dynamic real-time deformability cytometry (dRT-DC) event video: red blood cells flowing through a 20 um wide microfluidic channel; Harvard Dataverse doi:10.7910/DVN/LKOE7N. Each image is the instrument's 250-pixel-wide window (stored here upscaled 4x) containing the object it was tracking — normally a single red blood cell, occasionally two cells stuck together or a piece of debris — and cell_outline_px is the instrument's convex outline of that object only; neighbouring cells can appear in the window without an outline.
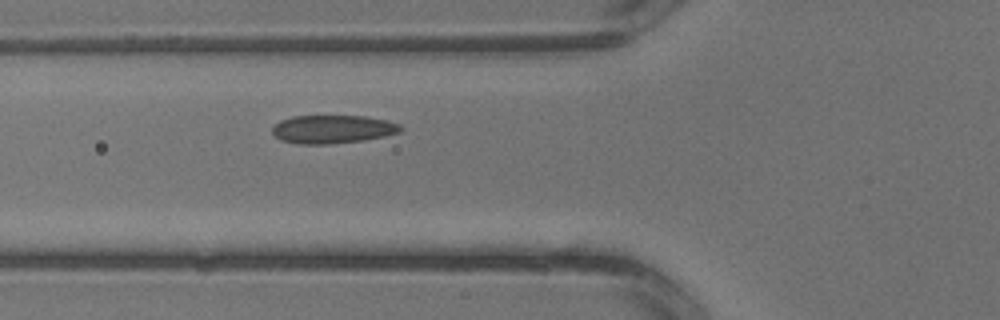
{"species": "common noctule bat (a hibernating species)", "species_latin": "Nyctalus noctula", "temperature_condition": "warm", "stored_images_in_passage": 4, "camera_frame_rate_fps": 3000, "um_per_image_px": 0.085, "animal": {"sex": "male", "body_mass_g": 13.3}, "frame": {"image": 1, "passage_image": 4, "time_ms": 1.0, "image_size_px": [1000, 320], "cell_outline_px": [[404, 128], [400, 132], [384, 136], [364, 140], [328, 144], [296, 144], [280, 140], [272, 132], [272, 128], [280, 120], [292, 116], [368, 116], [400, 124]], "centroid_in_image_um": [28.27, 10.98], "position_along_channel_um": 97.5, "area_um2": 21.21}}